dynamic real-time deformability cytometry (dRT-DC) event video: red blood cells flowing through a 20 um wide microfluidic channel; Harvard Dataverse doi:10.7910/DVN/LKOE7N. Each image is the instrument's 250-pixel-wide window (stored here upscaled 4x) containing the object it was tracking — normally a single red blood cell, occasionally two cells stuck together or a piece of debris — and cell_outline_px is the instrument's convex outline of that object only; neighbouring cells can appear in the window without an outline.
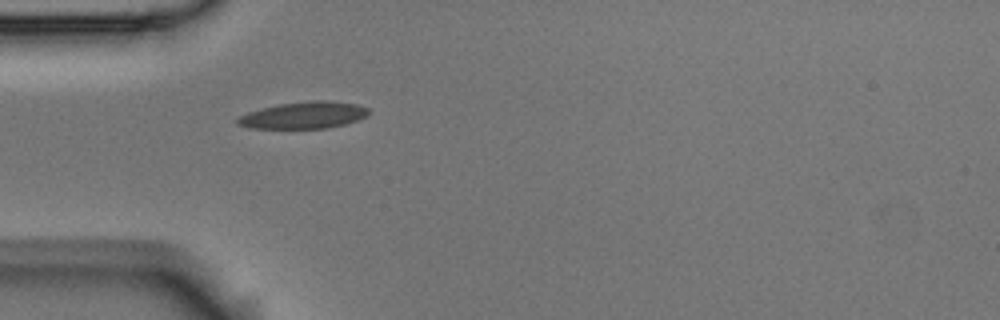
{"species": "Egyptian fruit bat (a non-hibernating species)", "species_latin": "Rousettus aegyptiacus", "temperature_condition": "room temperature", "stored_images_in_passage": 1, "camera_frame_rate_fps": 3000, "um_per_image_px": 0.085, "animal": {"sex": "male"}, "frame": {"image": 1, "passage_image": 1, "time_ms": 0.0, "image_size_px": [1000, 320], "cell_outline_px": [[372, 112], [368, 116], [344, 124], [328, 128], [248, 128], [236, 124], [236, 120], [240, 116], [248, 112], [260, 108], [280, 104], [312, 100], [324, 100], [356, 104], [368, 108]], "centroid_in_image_um": [25.82, 9.79], "position_along_channel_um": 59.2, "area_um2": 20.52}}